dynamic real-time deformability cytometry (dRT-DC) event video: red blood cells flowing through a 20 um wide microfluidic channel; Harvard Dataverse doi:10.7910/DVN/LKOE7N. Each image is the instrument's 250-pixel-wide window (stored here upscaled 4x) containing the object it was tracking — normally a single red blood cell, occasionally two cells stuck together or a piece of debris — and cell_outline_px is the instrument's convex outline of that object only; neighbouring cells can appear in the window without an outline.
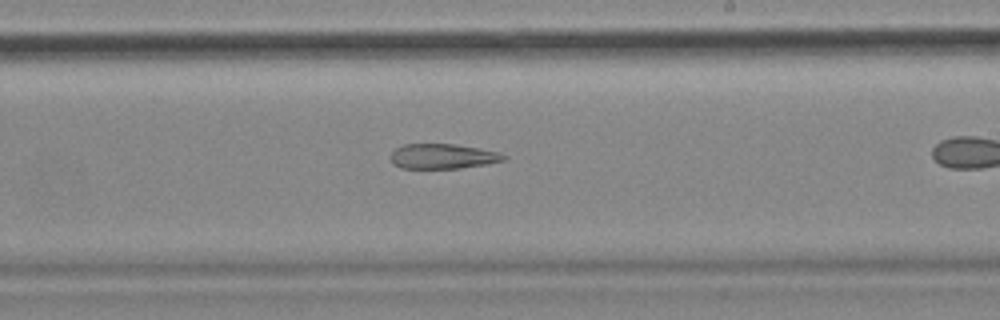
{"species": "common noctule bat (a hibernating species)", "species_latin": "Nyctalus noctula", "temperature_condition": "cold", "stored_images_in_passage": 39, "camera_frame_rate_fps": 3000, "um_per_image_px": 0.085, "animal": {"sex": "female", "body_mass_g": 18.4}, "frame": {"image": 1, "passage_image": 28, "time_ms": 9.0, "image_size_px": [1000, 320], "cell_outline_px": [[508, 156], [504, 160], [488, 164], [460, 168], [400, 168], [392, 164], [388, 156], [396, 148], [404, 144], [456, 144], [480, 148], [500, 152]], "centroid_in_image_um": [37.62, 13.28], "position_along_channel_um": 251.4, "area_um2": 16.7}}